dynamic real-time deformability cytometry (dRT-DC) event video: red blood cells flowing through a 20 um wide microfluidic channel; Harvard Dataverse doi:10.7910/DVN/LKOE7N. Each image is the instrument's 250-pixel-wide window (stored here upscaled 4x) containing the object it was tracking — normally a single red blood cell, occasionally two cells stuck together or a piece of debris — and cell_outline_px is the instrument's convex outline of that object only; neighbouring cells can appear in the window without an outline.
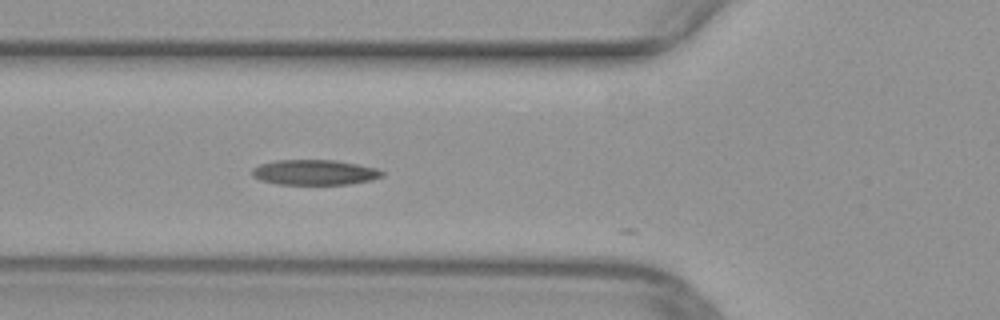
{"species": "common noctule bat (a hibernating species)", "species_latin": "Nyctalus noctula", "temperature_condition": "warm", "stored_images_in_passage": 11, "camera_frame_rate_fps": 3000, "um_per_image_px": 0.085, "animal": {"sex": "female", "body_mass_g": 29.2, "forearm_length_mm": 56.3}, "frame": {"image": 1, "passage_image": 2, "time_ms": 0.333, "image_size_px": [1000, 320], "cell_outline_px": [[384, 176], [372, 180], [348, 184], [276, 184], [260, 180], [252, 176], [252, 168], [260, 164], [276, 160], [336, 160], [376, 168], [384, 172]], "centroid_in_image_um": [26.73, 14.65], "position_along_channel_um": 99.1, "area_um2": 19.13}}
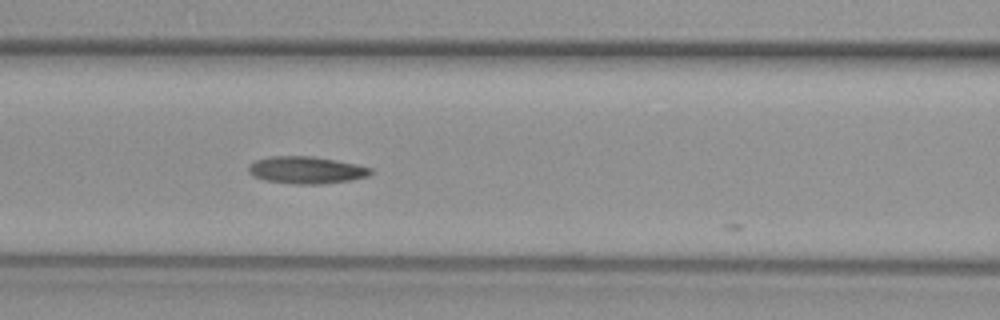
{"frame": {"image": 2, "passage_image": 5, "time_ms": 1.333, "image_size_px": [1000, 320], "cell_outline_px": [[372, 172], [368, 176], [348, 180], [320, 184], [292, 184], [264, 180], [252, 176], [248, 172], [248, 164], [256, 160], [272, 156], [312, 156], [336, 160], [356, 164], [372, 168]], "centroid_in_image_um": [25.99, 14.45], "position_along_channel_um": 140.6, "area_um2": 19.36}}
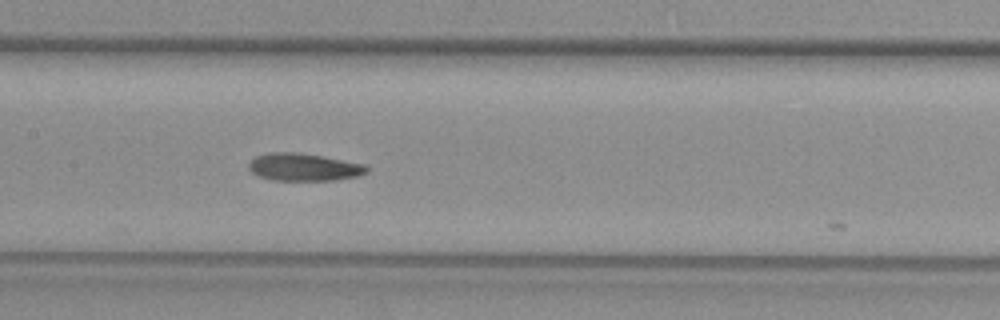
{"frame": {"image": 3, "passage_image": 8, "time_ms": 2.333, "image_size_px": [1000, 320], "cell_outline_px": [[368, 172], [356, 176], [336, 180], [272, 180], [260, 176], [252, 172], [248, 168], [248, 164], [256, 156], [268, 152], [296, 152], [368, 164]], "centroid_in_image_um": [25.84, 14.2], "position_along_channel_um": 181.6, "area_um2": 18.9}}